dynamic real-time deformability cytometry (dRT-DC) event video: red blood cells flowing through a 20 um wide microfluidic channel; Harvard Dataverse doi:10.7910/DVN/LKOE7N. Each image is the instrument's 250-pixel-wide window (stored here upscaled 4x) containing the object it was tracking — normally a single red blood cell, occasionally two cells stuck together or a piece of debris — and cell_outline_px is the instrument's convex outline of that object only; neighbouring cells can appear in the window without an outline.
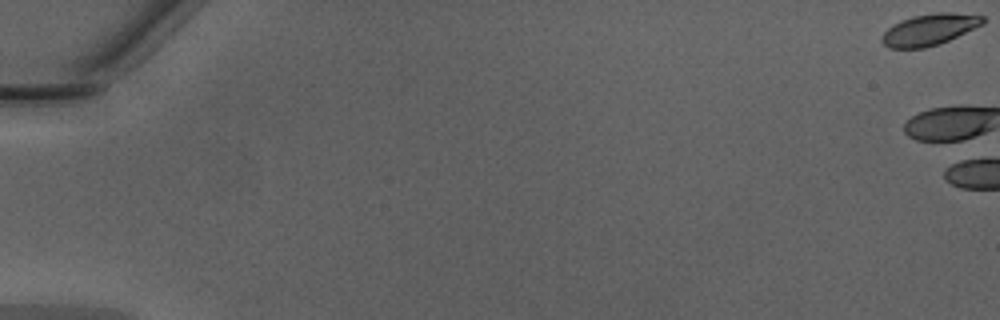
{"species": "Egyptian fruit bat (a non-hibernating species)", "species_latin": "Rousettus aegyptiacus", "temperature_condition": "warm", "stored_images_in_passage": 3, "camera_frame_rate_fps": 3000, "um_per_image_px": 0.085, "animal": {"sex": "male"}, "frame": {"image": 1, "passage_image": 1, "time_ms": 0.0, "image_size_px": [1000, 320], "cell_outline_px": [[984, 24], [940, 44], [924, 48], [888, 48], [880, 40], [884, 32], [888, 28], [900, 20], [912, 16], [936, 12], [952, 12], [984, 16]], "centroid_in_image_um": [79.0, 2.51], "position_along_channel_um": 6.0, "area_um2": 18.55}}